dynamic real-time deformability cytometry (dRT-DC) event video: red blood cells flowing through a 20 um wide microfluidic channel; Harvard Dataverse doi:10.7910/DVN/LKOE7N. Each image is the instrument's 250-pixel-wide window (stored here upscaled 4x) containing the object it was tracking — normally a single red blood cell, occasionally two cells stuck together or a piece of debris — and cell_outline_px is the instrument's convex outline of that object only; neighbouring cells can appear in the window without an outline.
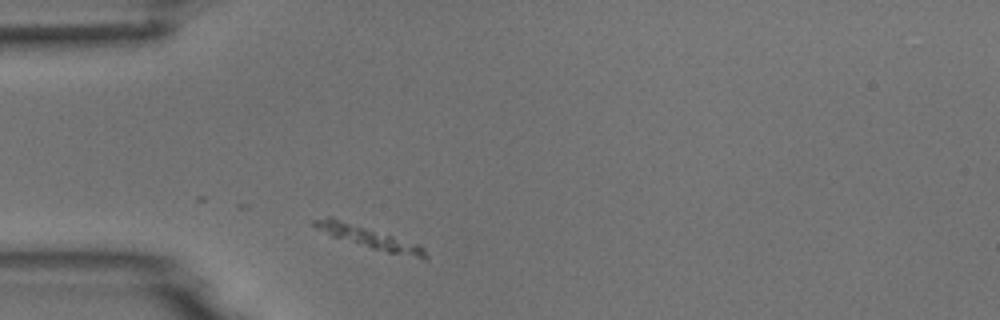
{"species": "common noctule bat (a hibernating species)", "species_latin": "Nyctalus noctula", "temperature_condition": "room temperature", "stored_images_in_passage": 2, "camera_frame_rate_fps": 3000, "um_per_image_px": 0.085, "animal": {"sex": "male", "body_mass_g": 18.8}, "frame": {"image": 1, "passage_image": 1, "time_ms": 0.0, "image_size_px": [1000, 320], "cell_outline_px": [[428, 256], [416, 256], [388, 252], [372, 248], [332, 236], [316, 228], [312, 224], [312, 220], [328, 216], [332, 216], [420, 244], [424, 248]], "centroid_in_image_um": [31.26, 20.12], "position_along_channel_um": 53.7, "area_um2": 13.7}}